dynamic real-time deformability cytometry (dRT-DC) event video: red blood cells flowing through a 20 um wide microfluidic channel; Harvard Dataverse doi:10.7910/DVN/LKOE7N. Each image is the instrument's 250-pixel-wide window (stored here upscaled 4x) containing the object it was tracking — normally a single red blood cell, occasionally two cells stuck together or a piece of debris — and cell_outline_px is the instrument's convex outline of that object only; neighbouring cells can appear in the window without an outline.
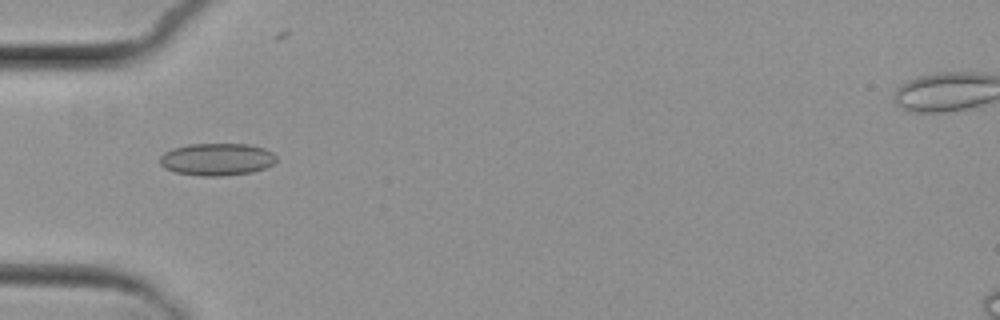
{"species": "common noctule bat (a hibernating species)", "species_latin": "Nyctalus noctula", "temperature_condition": "cold", "stored_images_in_passage": 9, "camera_frame_rate_fps": 3000, "um_per_image_px": 0.085, "animal": {"sex": "female", "body_mass_g": 29.2, "forearm_length_mm": 56.3}, "frame": {"image": 1, "passage_image": 6, "time_ms": 5.667, "image_size_px": [1000, 320], "cell_outline_px": [[276, 160], [272, 164], [264, 168], [252, 172], [220, 176], [200, 176], [176, 172], [164, 168], [160, 164], [160, 156], [164, 152], [172, 148], [188, 144], [248, 144], [264, 148], [272, 152], [276, 156]], "centroid_in_image_um": [18.41, 13.54], "position_along_channel_um": 66.6, "area_um2": 21.96}}
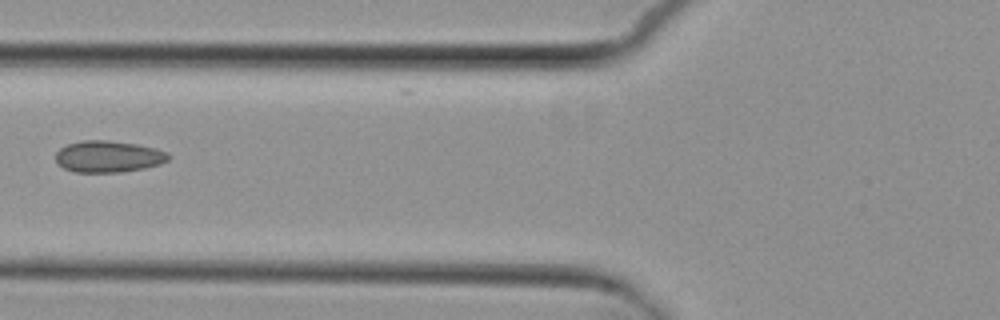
{"frame": {"image": 2, "passage_image": 7, "time_ms": 7.0, "image_size_px": [1000, 320], "cell_outline_px": [[172, 156], [168, 160], [160, 164], [144, 168], [120, 172], [76, 172], [64, 168], [56, 160], [56, 152], [60, 148], [68, 144], [84, 140], [108, 140], [136, 144], [156, 148], [168, 152]], "centroid_in_image_um": [9.25, 13.3], "position_along_channel_um": 116.6, "area_um2": 20.75}}
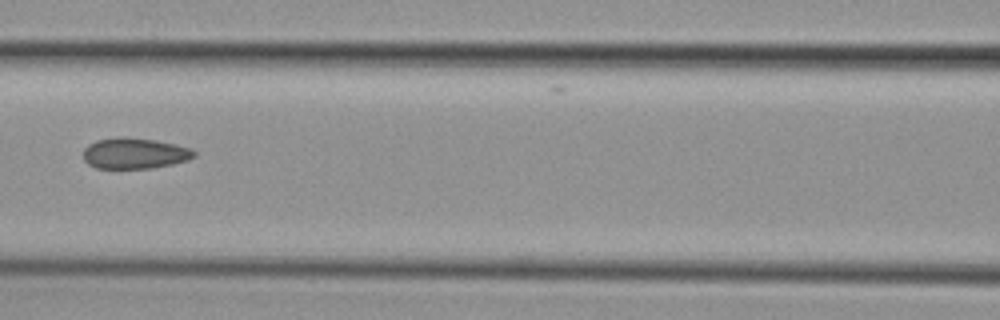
{"frame": {"image": 3, "passage_image": 8, "time_ms": 8.0, "image_size_px": [1000, 320], "cell_outline_px": [[196, 156], [188, 160], [172, 164], [152, 168], [96, 168], [88, 164], [84, 160], [84, 148], [88, 144], [96, 140], [120, 136], [124, 136], [156, 140], [176, 144], [192, 148], [196, 152]], "centroid_in_image_um": [11.46, 13.02], "position_along_channel_um": 155.1, "area_um2": 20.17}}